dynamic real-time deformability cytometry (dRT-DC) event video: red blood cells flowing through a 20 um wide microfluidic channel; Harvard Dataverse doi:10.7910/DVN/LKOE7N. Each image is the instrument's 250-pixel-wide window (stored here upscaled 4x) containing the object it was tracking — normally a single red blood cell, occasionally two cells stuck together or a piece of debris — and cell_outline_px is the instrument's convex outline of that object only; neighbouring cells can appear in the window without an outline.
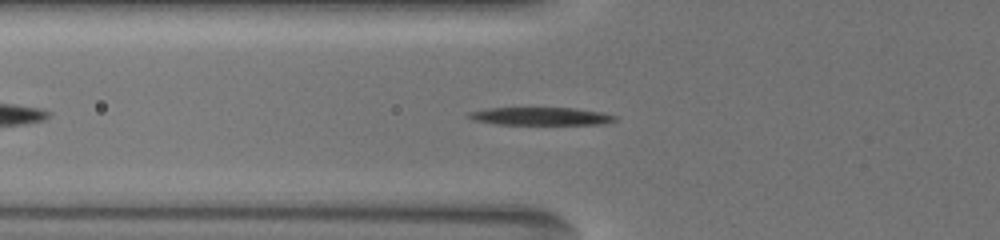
{"species": "common noctule bat (a hibernating species)", "species_latin": "Nyctalus noctula", "temperature_condition": "warm", "stored_images_in_passage": 27, "camera_frame_rate_fps": 3000, "um_per_image_px": 0.085, "animal": {"sex": "female", "body_mass_g": 19.5, "forearm_length_mm": 54.1}, "frame": {"image": 1, "passage_image": 10, "time_ms": 2.667, "image_size_px": [1000, 240], "cell_outline_px": [[616, 120], [604, 124], [496, 124], [472, 120], [468, 116], [468, 112], [488, 108], [572, 108], [600, 112], [616, 116]], "centroid_in_image_um": [45.93, 9.88], "position_along_channel_um": 79.9, "area_um2": 15.03}}
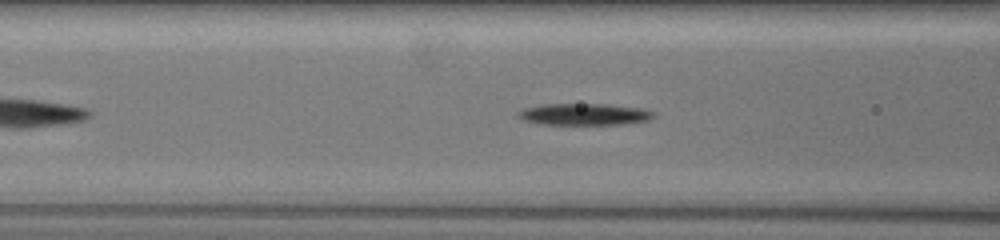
{"frame": {"image": 2, "passage_image": 15, "time_ms": 3.667, "image_size_px": [1000, 240], "cell_outline_px": [[656, 116], [648, 120], [624, 124], [540, 124], [524, 120], [516, 116], [524, 108], [540, 104], [608, 104], [640, 108], [656, 112]], "centroid_in_image_um": [49.68, 9.71], "position_along_channel_um": 116.9, "area_um2": 17.11}}
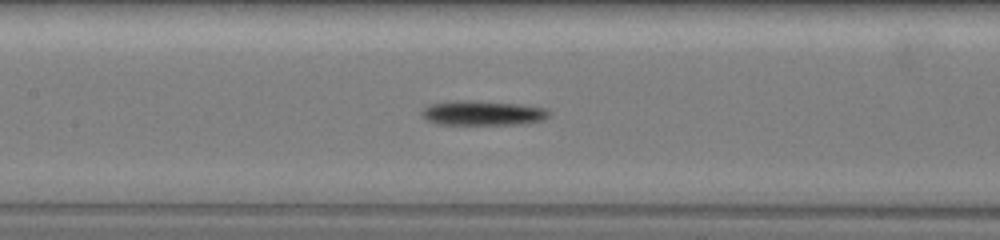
{"frame": {"image": 3, "passage_image": 23, "time_ms": 5.0, "image_size_px": [1000, 240], "cell_outline_px": [[552, 112], [544, 120], [524, 124], [436, 124], [428, 120], [420, 112], [428, 104], [456, 100], [468, 100], [516, 104], [548, 108]], "centroid_in_image_um": [41.06, 9.6], "position_along_channel_um": 166.3, "area_um2": 18.32}}